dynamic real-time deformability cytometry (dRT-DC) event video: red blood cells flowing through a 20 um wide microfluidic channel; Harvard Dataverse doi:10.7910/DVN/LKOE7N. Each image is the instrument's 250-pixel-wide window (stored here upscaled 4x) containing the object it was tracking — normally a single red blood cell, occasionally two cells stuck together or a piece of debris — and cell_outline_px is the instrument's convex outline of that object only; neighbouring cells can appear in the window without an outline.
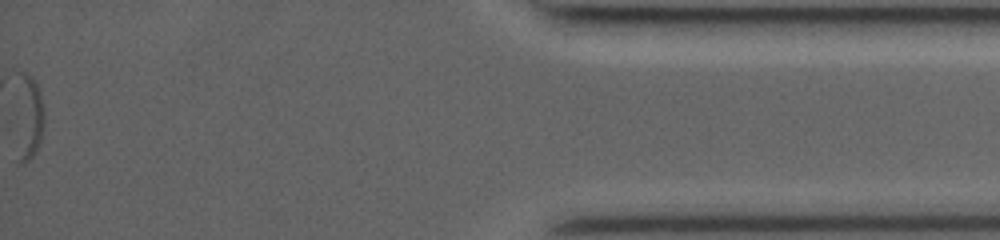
{"species": "common noctule bat (a hibernating species)", "species_latin": "Nyctalus noctula", "temperature_condition": "room temperature", "stored_images_in_passage": 41, "segment_of_instrument_passage": [2, 2], "camera_frame_rate_fps": 3500, "um_per_image_px": 0.085, "animal": {"sex": "female", "body_mass_g": 19.0, "forearm_length_mm": 53.3}, "frame": {"image": 1, "passage_image": 41, "time_ms": 11.429, "image_size_px": [1000, 240], "cell_outline_px": [[44, 124], [40, 140], [36, 152], [28, 160], [20, 164], [16, 72], [28, 72], [32, 76], [40, 92], [44, 104]], "centroid_in_image_um": [2.47, 9.8], "position_along_channel_um": 432.7, "area_um2": 13.76}}